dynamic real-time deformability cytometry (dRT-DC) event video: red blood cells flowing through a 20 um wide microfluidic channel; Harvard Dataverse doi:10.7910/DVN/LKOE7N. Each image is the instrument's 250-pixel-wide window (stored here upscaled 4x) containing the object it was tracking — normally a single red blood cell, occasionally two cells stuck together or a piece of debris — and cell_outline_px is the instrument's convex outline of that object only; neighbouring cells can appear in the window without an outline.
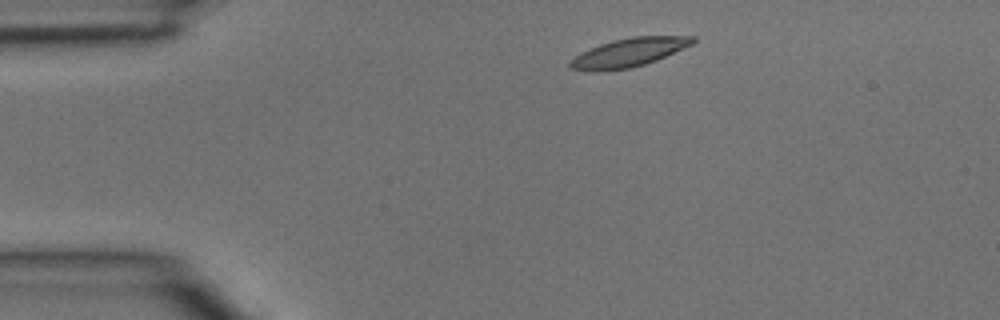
{"species": "common noctule bat (a hibernating species)", "species_latin": "Nyctalus noctula", "temperature_condition": "room temperature", "stored_images_in_passage": 2, "camera_frame_rate_fps": 3000, "um_per_image_px": 0.085, "animal": {"sex": "male", "body_mass_g": 15.6}, "frame": {"image": 1, "passage_image": 1, "time_ms": 0.0, "image_size_px": [1000, 320], "cell_outline_px": [[696, 40], [692, 44], [656, 60], [644, 64], [628, 68], [604, 72], [584, 72], [568, 68], [568, 64], [580, 52], [600, 44], [612, 40], [632, 36], [696, 36]], "centroid_in_image_um": [53.38, 4.48], "position_along_channel_um": 31.6, "area_um2": 20.63}}